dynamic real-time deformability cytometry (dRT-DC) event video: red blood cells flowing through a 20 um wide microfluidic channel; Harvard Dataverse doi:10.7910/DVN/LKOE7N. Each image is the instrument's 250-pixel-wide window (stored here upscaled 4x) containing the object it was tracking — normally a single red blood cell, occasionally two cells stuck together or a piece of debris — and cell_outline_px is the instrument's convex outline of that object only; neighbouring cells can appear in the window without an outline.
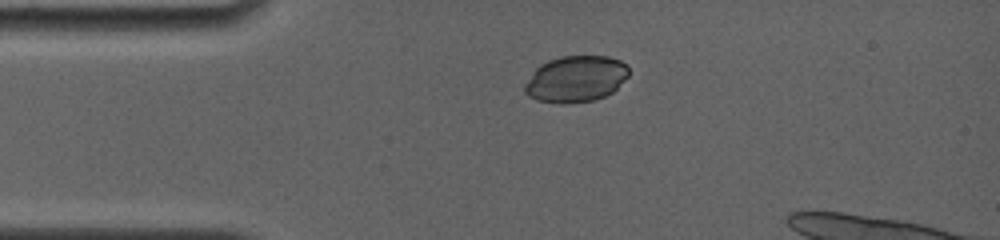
{"species": "common noctule bat (a hibernating species)", "species_latin": "Nyctalus noctula", "temperature_condition": "room temperature", "stored_images_in_passage": 29, "camera_frame_rate_fps": 4000, "um_per_image_px": 0.085, "animal": {"sex": "female", "body_mass_g": 19.0, "forearm_length_mm": 56.7}, "frame": {"image": 1, "passage_image": 1, "time_ms": 0.0, "image_size_px": [1000, 240], "cell_outline_px": [[628, 76], [612, 92], [604, 96], [592, 100], [564, 104], [536, 100], [528, 96], [524, 92], [524, 84], [532, 72], [540, 64], [548, 60], [560, 56], [608, 56], [620, 60], [628, 64]], "centroid_in_image_um": [48.92, 6.7], "position_along_channel_um": 36.1, "area_um2": 28.21}}
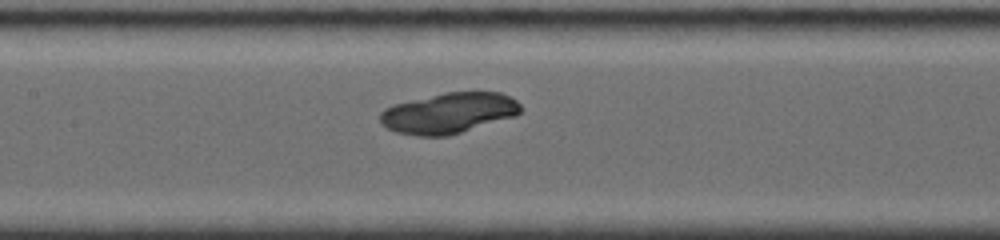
{"frame": {"image": 2, "passage_image": 9, "time_ms": 4.25, "image_size_px": [1000, 240], "cell_outline_px": [[524, 108], [516, 116], [448, 136], [416, 136], [396, 132], [380, 124], [380, 112], [384, 108], [392, 104], [444, 92], [500, 92], [516, 100]], "centroid_in_image_um": [38.13, 9.61], "position_along_channel_um": 169.3, "area_um2": 33.52}}
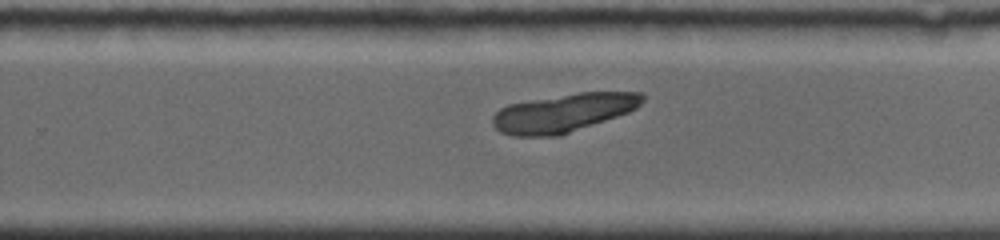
{"frame": {"image": 3, "passage_image": 17, "time_ms": 7.25, "image_size_px": [1000, 240], "cell_outline_px": [[644, 100], [636, 108], [628, 112], [560, 136], [512, 136], [500, 132], [492, 124], [492, 116], [500, 108], [508, 104], [580, 92], [644, 92]], "centroid_in_image_um": [47.88, 9.6], "position_along_channel_um": 281.9, "area_um2": 33.35}}